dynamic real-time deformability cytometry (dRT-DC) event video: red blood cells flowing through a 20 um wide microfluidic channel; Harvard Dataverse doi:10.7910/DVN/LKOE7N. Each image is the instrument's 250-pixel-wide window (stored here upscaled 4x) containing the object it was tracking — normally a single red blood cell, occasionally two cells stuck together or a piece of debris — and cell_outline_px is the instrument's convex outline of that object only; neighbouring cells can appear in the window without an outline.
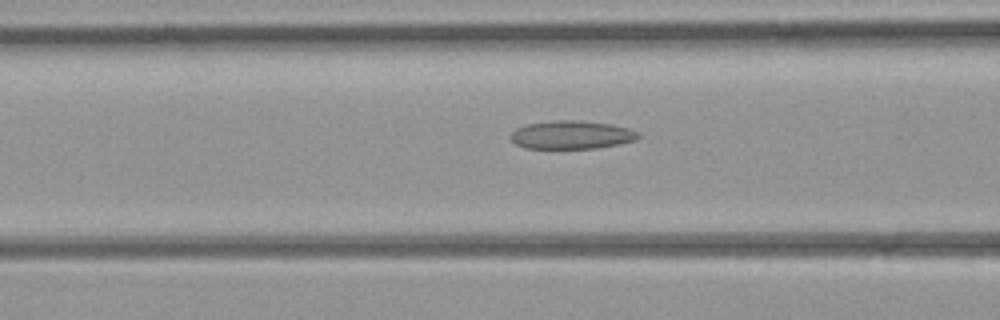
{"species": "common noctule bat (a hibernating species)", "species_latin": "Nyctalus noctula", "temperature_condition": "room temperature", "stored_images_in_passage": 35, "camera_frame_rate_fps": 3000, "um_per_image_px": 0.085, "animal": {"sex": "female", "body_mass_g": 21.9}, "frame": {"image": 1, "passage_image": 9, "time_ms": 2.667, "image_size_px": [1000, 320], "cell_outline_px": [[640, 136], [636, 140], [620, 144], [596, 148], [524, 148], [516, 144], [508, 136], [516, 128], [528, 124], [556, 120], [576, 120], [612, 124], [628, 128], [640, 132]], "centroid_in_image_um": [48.6, 11.46], "position_along_channel_um": 118.0, "area_um2": 21.1}}
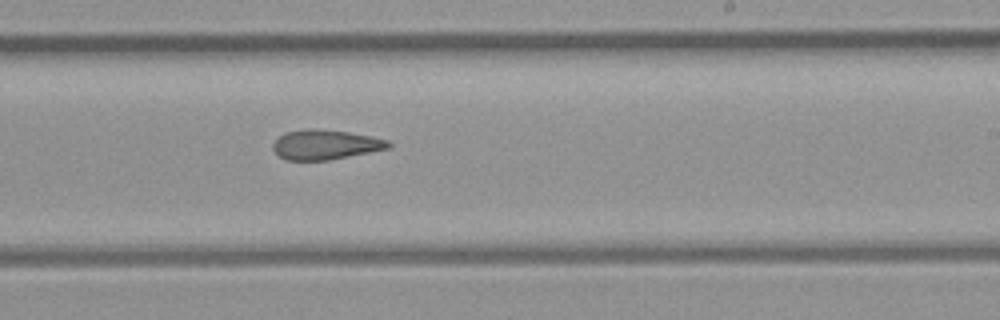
{"frame": {"image": 2, "passage_image": 18, "time_ms": 5.667, "image_size_px": [1000, 320], "cell_outline_px": [[392, 144], [388, 148], [328, 160], [284, 160], [272, 148], [272, 144], [284, 132], [308, 128], [312, 128], [348, 132], [372, 136], [388, 140]], "centroid_in_image_um": [27.63, 12.28], "position_along_channel_um": 261.4, "area_um2": 19.88}}
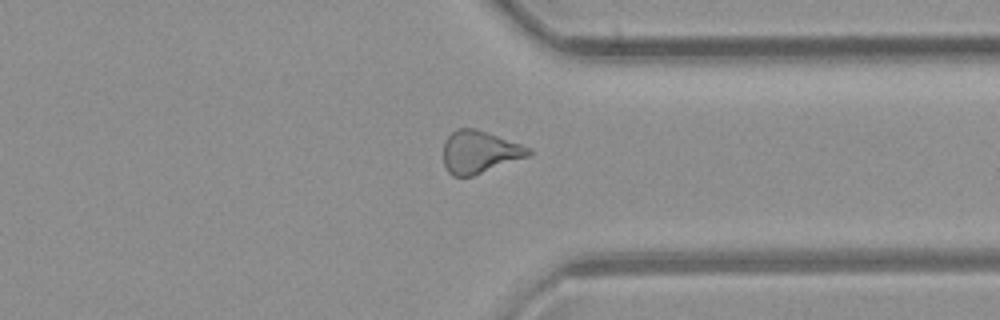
{"frame": {"image": 3, "passage_image": 25, "time_ms": 8.0, "image_size_px": [1000, 320], "cell_outline_px": [[532, 156], [472, 176], [452, 176], [448, 172], [444, 164], [444, 140], [456, 128], [476, 128], [532, 148]], "centroid_in_image_um": [40.79, 12.92], "position_along_channel_um": 370.6, "area_um2": 21.33}}